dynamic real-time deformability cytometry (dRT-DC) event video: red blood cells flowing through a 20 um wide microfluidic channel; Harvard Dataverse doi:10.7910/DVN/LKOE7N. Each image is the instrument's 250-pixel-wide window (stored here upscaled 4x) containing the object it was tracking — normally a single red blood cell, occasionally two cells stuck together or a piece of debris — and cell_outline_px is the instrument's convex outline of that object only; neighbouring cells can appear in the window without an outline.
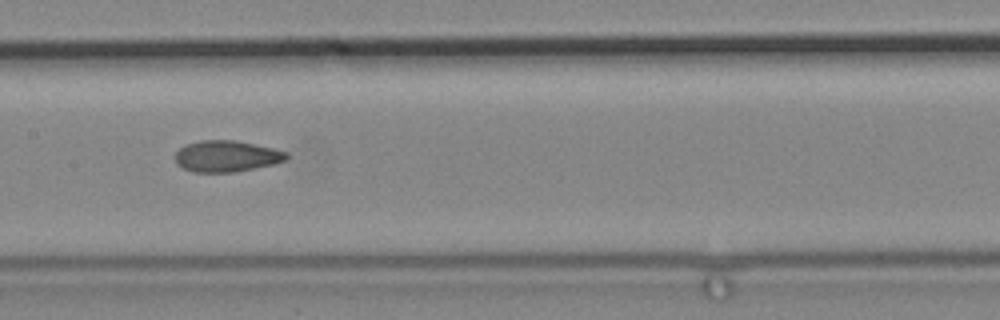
{"species": "common noctule bat (a hibernating species)", "species_latin": "Nyctalus noctula", "temperature_condition": "cold", "stored_images_in_passage": 14, "camera_frame_rate_fps": 3000, "um_per_image_px": 0.085, "animal": {"sex": "male", "body_mass_g": 19.2, "forearm_length_mm": 51.8}, "frame": {"image": 1, "passage_image": 7, "time_ms": 2.0, "image_size_px": [1000, 320], "cell_outline_px": [[288, 156], [284, 160], [272, 164], [232, 172], [196, 172], [184, 168], [176, 164], [176, 152], [184, 144], [200, 140], [236, 140], [272, 148], [288, 152]], "centroid_in_image_um": [19.22, 13.26], "position_along_channel_um": 188.2, "area_um2": 20.06}}
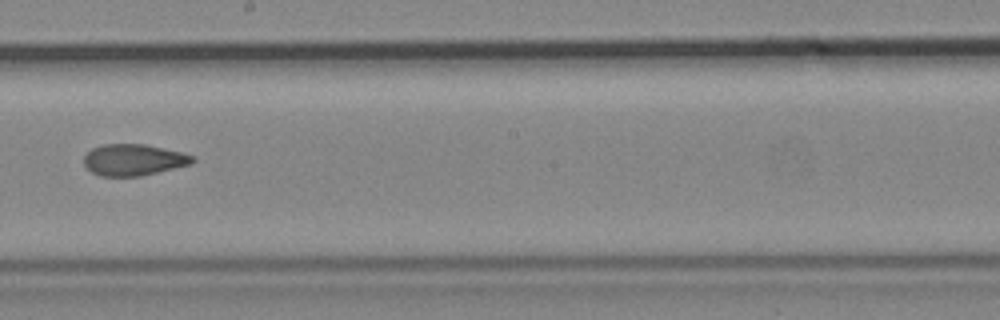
{"frame": {"image": 2, "passage_image": 8, "time_ms": 2.333, "image_size_px": [1000, 320], "cell_outline_px": [[196, 160], [192, 164], [140, 176], [100, 176], [92, 172], [84, 164], [84, 156], [92, 148], [100, 144], [144, 144], [180, 152], [192, 156]], "centroid_in_image_um": [11.33, 13.58], "position_along_channel_um": 236.9, "area_um2": 19.77}}
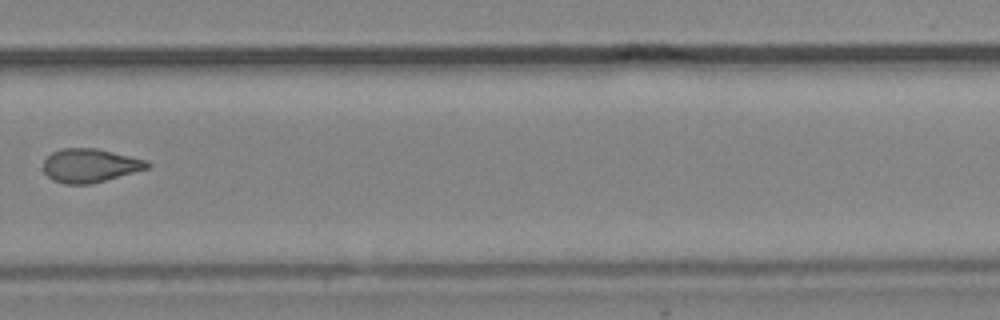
{"frame": {"image": 3, "passage_image": 10, "time_ms": 3.0, "image_size_px": [1000, 320], "cell_outline_px": [[152, 164], [148, 168], [92, 184], [64, 184], [52, 180], [44, 172], [44, 160], [52, 152], [60, 148], [96, 148], [148, 160]], "centroid_in_image_um": [7.65, 14.07], "position_along_channel_um": 322.2, "area_um2": 20.46}}